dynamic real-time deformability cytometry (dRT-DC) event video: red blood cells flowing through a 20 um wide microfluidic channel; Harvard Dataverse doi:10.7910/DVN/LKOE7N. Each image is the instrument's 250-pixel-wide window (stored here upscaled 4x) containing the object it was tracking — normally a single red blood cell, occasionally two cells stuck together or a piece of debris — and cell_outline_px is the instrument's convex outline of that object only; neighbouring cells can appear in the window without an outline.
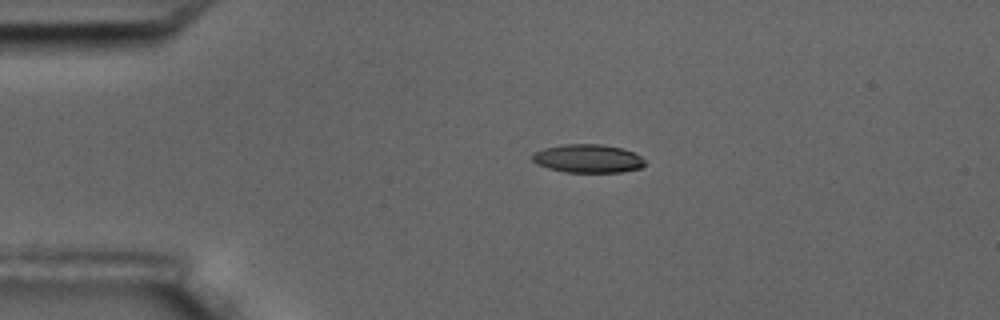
{"species": "common noctule bat (a hibernating species)", "species_latin": "Nyctalus noctula", "temperature_condition": "room temperature", "stored_images_in_passage": 45, "camera_frame_rate_fps": 3000, "um_per_image_px": 0.085, "animal": {"sex": "male", "body_mass_g": 17.5, "forearm_length_mm": 52.3}, "frame": {"image": 1, "passage_image": 1, "time_ms": 0.0, "image_size_px": [1000, 320], "cell_outline_px": [[644, 164], [640, 168], [620, 172], [564, 172], [548, 168], [536, 164], [532, 160], [532, 156], [536, 152], [544, 148], [564, 144], [600, 144], [620, 148], [632, 152], [640, 156], [644, 160]], "centroid_in_image_um": [49.94, 13.48], "position_along_channel_um": 35.1, "area_um2": 18.44}}
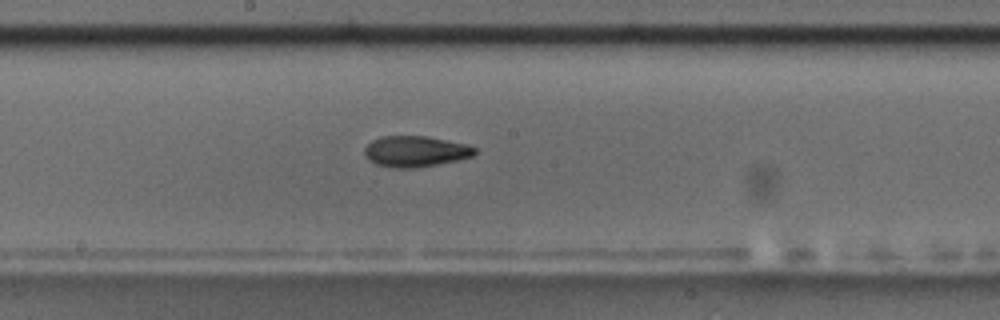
{"frame": {"image": 2, "passage_image": 19, "time_ms": 6.0, "image_size_px": [1000, 320], "cell_outline_px": [[476, 152], [472, 156], [456, 160], [416, 168], [392, 168], [376, 164], [368, 160], [364, 156], [364, 148], [372, 140], [380, 136], [428, 136], [464, 144], [476, 148]], "centroid_in_image_um": [35.25, 12.87], "position_along_channel_um": 213.0, "area_um2": 19.83}}
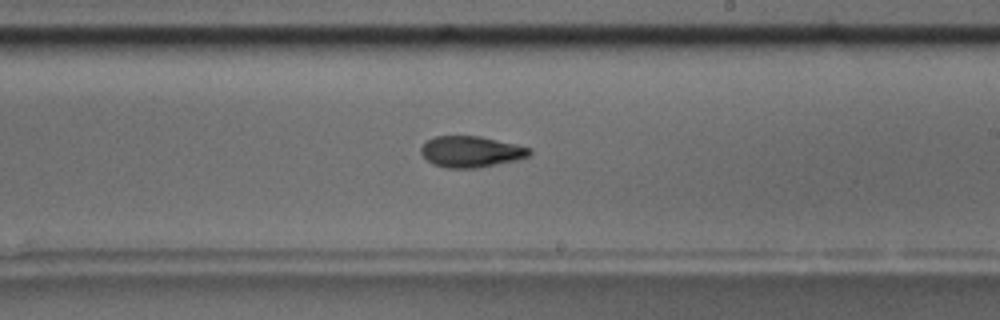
{"frame": {"image": 3, "passage_image": 22, "time_ms": 7.0, "image_size_px": [1000, 320], "cell_outline_px": [[532, 152], [528, 156], [516, 160], [476, 168], [444, 168], [432, 164], [420, 152], [420, 148], [428, 140], [436, 136], [480, 136], [516, 144], [532, 148]], "centroid_in_image_um": [40.04, 12.89], "position_along_channel_um": 249.0, "area_um2": 19.65}, "authors_computed_cell_mechanics": {"area_um2": 19.652, "velocity_mm_per_s": 3.6243, "shape_relaxation_time_tau1_ms": 4.1002, "shape_relaxation_time_tau2_ms": 4.6513, "deformation_change_tau1": 0.1674, "deformation_change_tau2": 0.1249}}